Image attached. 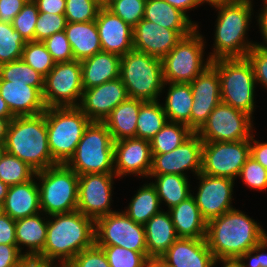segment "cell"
<instances>
[{"instance_id": "6da1fadb", "label": "cell", "mask_w": 267, "mask_h": 267, "mask_svg": "<svg viewBox=\"0 0 267 267\" xmlns=\"http://www.w3.org/2000/svg\"><path fill=\"white\" fill-rule=\"evenodd\" d=\"M266 233L241 210L231 209L207 222L206 241L214 258L238 259L267 238Z\"/></svg>"}, {"instance_id": "7a4b0ae2", "label": "cell", "mask_w": 267, "mask_h": 267, "mask_svg": "<svg viewBox=\"0 0 267 267\" xmlns=\"http://www.w3.org/2000/svg\"><path fill=\"white\" fill-rule=\"evenodd\" d=\"M47 217L46 243L38 257L52 262L59 260L60 266H66L82 250L95 244V221L80 211Z\"/></svg>"}, {"instance_id": "3957f363", "label": "cell", "mask_w": 267, "mask_h": 267, "mask_svg": "<svg viewBox=\"0 0 267 267\" xmlns=\"http://www.w3.org/2000/svg\"><path fill=\"white\" fill-rule=\"evenodd\" d=\"M5 146L36 172L56 165L47 137L45 112L35 116H16L9 125Z\"/></svg>"}, {"instance_id": "277c9868", "label": "cell", "mask_w": 267, "mask_h": 267, "mask_svg": "<svg viewBox=\"0 0 267 267\" xmlns=\"http://www.w3.org/2000/svg\"><path fill=\"white\" fill-rule=\"evenodd\" d=\"M252 7L251 0H237L215 7L219 11L214 49L209 55L212 61L220 58H245L255 46L256 42L252 43L245 37L252 17Z\"/></svg>"}, {"instance_id": "5b68a950", "label": "cell", "mask_w": 267, "mask_h": 267, "mask_svg": "<svg viewBox=\"0 0 267 267\" xmlns=\"http://www.w3.org/2000/svg\"><path fill=\"white\" fill-rule=\"evenodd\" d=\"M120 78L128 97L158 101L165 87L161 58L132 50L121 56Z\"/></svg>"}, {"instance_id": "8992f818", "label": "cell", "mask_w": 267, "mask_h": 267, "mask_svg": "<svg viewBox=\"0 0 267 267\" xmlns=\"http://www.w3.org/2000/svg\"><path fill=\"white\" fill-rule=\"evenodd\" d=\"M45 117L52 158L57 164H66L91 120L78 107H49Z\"/></svg>"}, {"instance_id": "52a82bcc", "label": "cell", "mask_w": 267, "mask_h": 267, "mask_svg": "<svg viewBox=\"0 0 267 267\" xmlns=\"http://www.w3.org/2000/svg\"><path fill=\"white\" fill-rule=\"evenodd\" d=\"M66 165L78 175L114 173V141L103 122L89 123Z\"/></svg>"}, {"instance_id": "ba28073f", "label": "cell", "mask_w": 267, "mask_h": 267, "mask_svg": "<svg viewBox=\"0 0 267 267\" xmlns=\"http://www.w3.org/2000/svg\"><path fill=\"white\" fill-rule=\"evenodd\" d=\"M40 180V210L45 215L77 210L79 175L66 164H56L36 172Z\"/></svg>"}, {"instance_id": "9c48e42d", "label": "cell", "mask_w": 267, "mask_h": 267, "mask_svg": "<svg viewBox=\"0 0 267 267\" xmlns=\"http://www.w3.org/2000/svg\"><path fill=\"white\" fill-rule=\"evenodd\" d=\"M211 64L220 79L221 102L253 116L255 76L251 63L245 58H220Z\"/></svg>"}, {"instance_id": "30bf717a", "label": "cell", "mask_w": 267, "mask_h": 267, "mask_svg": "<svg viewBox=\"0 0 267 267\" xmlns=\"http://www.w3.org/2000/svg\"><path fill=\"white\" fill-rule=\"evenodd\" d=\"M197 29L182 37L161 59L165 83H190L211 65L212 60L209 57L206 61L203 59L206 42Z\"/></svg>"}, {"instance_id": "8fae6325", "label": "cell", "mask_w": 267, "mask_h": 267, "mask_svg": "<svg viewBox=\"0 0 267 267\" xmlns=\"http://www.w3.org/2000/svg\"><path fill=\"white\" fill-rule=\"evenodd\" d=\"M83 91L81 63L72 60L55 63L45 76L42 97L46 108L78 107Z\"/></svg>"}, {"instance_id": "7c38bea8", "label": "cell", "mask_w": 267, "mask_h": 267, "mask_svg": "<svg viewBox=\"0 0 267 267\" xmlns=\"http://www.w3.org/2000/svg\"><path fill=\"white\" fill-rule=\"evenodd\" d=\"M253 117L220 102L196 132L203 142H235L250 139ZM252 120V121H251Z\"/></svg>"}, {"instance_id": "4fadbf2b", "label": "cell", "mask_w": 267, "mask_h": 267, "mask_svg": "<svg viewBox=\"0 0 267 267\" xmlns=\"http://www.w3.org/2000/svg\"><path fill=\"white\" fill-rule=\"evenodd\" d=\"M95 244L121 246L139 253H147L145 227L134 222L123 211H115L95 221Z\"/></svg>"}, {"instance_id": "5bb4252c", "label": "cell", "mask_w": 267, "mask_h": 267, "mask_svg": "<svg viewBox=\"0 0 267 267\" xmlns=\"http://www.w3.org/2000/svg\"><path fill=\"white\" fill-rule=\"evenodd\" d=\"M250 156V139L203 142L201 173L235 180Z\"/></svg>"}, {"instance_id": "9a60e30c", "label": "cell", "mask_w": 267, "mask_h": 267, "mask_svg": "<svg viewBox=\"0 0 267 267\" xmlns=\"http://www.w3.org/2000/svg\"><path fill=\"white\" fill-rule=\"evenodd\" d=\"M115 173L79 175L77 210L96 221L113 213L111 210L113 177Z\"/></svg>"}, {"instance_id": "2e32d148", "label": "cell", "mask_w": 267, "mask_h": 267, "mask_svg": "<svg viewBox=\"0 0 267 267\" xmlns=\"http://www.w3.org/2000/svg\"><path fill=\"white\" fill-rule=\"evenodd\" d=\"M203 141L193 132L183 143L171 152L152 154V168L149 175L178 174L187 176L186 170L201 173ZM185 170V171H184Z\"/></svg>"}, {"instance_id": "e0dca14e", "label": "cell", "mask_w": 267, "mask_h": 267, "mask_svg": "<svg viewBox=\"0 0 267 267\" xmlns=\"http://www.w3.org/2000/svg\"><path fill=\"white\" fill-rule=\"evenodd\" d=\"M199 182L198 192L193 195L202 217L209 220L219 217L225 212L234 209L231 205L234 180L227 177H218L197 174Z\"/></svg>"}, {"instance_id": "ac0fdd59", "label": "cell", "mask_w": 267, "mask_h": 267, "mask_svg": "<svg viewBox=\"0 0 267 267\" xmlns=\"http://www.w3.org/2000/svg\"><path fill=\"white\" fill-rule=\"evenodd\" d=\"M190 85L193 94L190 129L197 132L221 102L220 79L217 69L211 64L190 82Z\"/></svg>"}, {"instance_id": "d6986e66", "label": "cell", "mask_w": 267, "mask_h": 267, "mask_svg": "<svg viewBox=\"0 0 267 267\" xmlns=\"http://www.w3.org/2000/svg\"><path fill=\"white\" fill-rule=\"evenodd\" d=\"M194 30H173L142 19L133 28V47L135 51L158 58L166 56L182 39Z\"/></svg>"}, {"instance_id": "ffe728a7", "label": "cell", "mask_w": 267, "mask_h": 267, "mask_svg": "<svg viewBox=\"0 0 267 267\" xmlns=\"http://www.w3.org/2000/svg\"><path fill=\"white\" fill-rule=\"evenodd\" d=\"M152 158L149 140L126 138L114 142V173L117 177L129 174L148 177Z\"/></svg>"}, {"instance_id": "44dd1931", "label": "cell", "mask_w": 267, "mask_h": 267, "mask_svg": "<svg viewBox=\"0 0 267 267\" xmlns=\"http://www.w3.org/2000/svg\"><path fill=\"white\" fill-rule=\"evenodd\" d=\"M128 98L121 78L83 91L78 108L91 120L103 122L111 111Z\"/></svg>"}, {"instance_id": "7402d4cb", "label": "cell", "mask_w": 267, "mask_h": 267, "mask_svg": "<svg viewBox=\"0 0 267 267\" xmlns=\"http://www.w3.org/2000/svg\"><path fill=\"white\" fill-rule=\"evenodd\" d=\"M102 51L123 56L134 50L133 28L106 7H101L95 20Z\"/></svg>"}, {"instance_id": "603a6c76", "label": "cell", "mask_w": 267, "mask_h": 267, "mask_svg": "<svg viewBox=\"0 0 267 267\" xmlns=\"http://www.w3.org/2000/svg\"><path fill=\"white\" fill-rule=\"evenodd\" d=\"M160 258L171 267H215L217 263L206 238H178Z\"/></svg>"}, {"instance_id": "cb8c5ba5", "label": "cell", "mask_w": 267, "mask_h": 267, "mask_svg": "<svg viewBox=\"0 0 267 267\" xmlns=\"http://www.w3.org/2000/svg\"><path fill=\"white\" fill-rule=\"evenodd\" d=\"M0 95L15 117L35 116L46 110L42 93L27 83L5 81L0 78Z\"/></svg>"}, {"instance_id": "d4e9b609", "label": "cell", "mask_w": 267, "mask_h": 267, "mask_svg": "<svg viewBox=\"0 0 267 267\" xmlns=\"http://www.w3.org/2000/svg\"><path fill=\"white\" fill-rule=\"evenodd\" d=\"M2 210L13 220L41 213L39 187L35 179L9 186Z\"/></svg>"}, {"instance_id": "484cf974", "label": "cell", "mask_w": 267, "mask_h": 267, "mask_svg": "<svg viewBox=\"0 0 267 267\" xmlns=\"http://www.w3.org/2000/svg\"><path fill=\"white\" fill-rule=\"evenodd\" d=\"M168 212L178 238H206L207 221L202 217L193 195L168 209Z\"/></svg>"}, {"instance_id": "4316f807", "label": "cell", "mask_w": 267, "mask_h": 267, "mask_svg": "<svg viewBox=\"0 0 267 267\" xmlns=\"http://www.w3.org/2000/svg\"><path fill=\"white\" fill-rule=\"evenodd\" d=\"M121 56L100 51L80 61L83 89H89L120 77Z\"/></svg>"}, {"instance_id": "83f0119b", "label": "cell", "mask_w": 267, "mask_h": 267, "mask_svg": "<svg viewBox=\"0 0 267 267\" xmlns=\"http://www.w3.org/2000/svg\"><path fill=\"white\" fill-rule=\"evenodd\" d=\"M144 227L149 259L160 258L178 239L168 210L152 216Z\"/></svg>"}, {"instance_id": "f1b7e54d", "label": "cell", "mask_w": 267, "mask_h": 267, "mask_svg": "<svg viewBox=\"0 0 267 267\" xmlns=\"http://www.w3.org/2000/svg\"><path fill=\"white\" fill-rule=\"evenodd\" d=\"M145 101L128 97L117 105L103 123L108 128L113 141L136 138V123L140 106Z\"/></svg>"}, {"instance_id": "f546056e", "label": "cell", "mask_w": 267, "mask_h": 267, "mask_svg": "<svg viewBox=\"0 0 267 267\" xmlns=\"http://www.w3.org/2000/svg\"><path fill=\"white\" fill-rule=\"evenodd\" d=\"M64 32L70 43L74 60L82 61L102 51L95 21L67 22Z\"/></svg>"}, {"instance_id": "4dcf8cb0", "label": "cell", "mask_w": 267, "mask_h": 267, "mask_svg": "<svg viewBox=\"0 0 267 267\" xmlns=\"http://www.w3.org/2000/svg\"><path fill=\"white\" fill-rule=\"evenodd\" d=\"M47 221L41 214L15 220L17 247L22 253V247L26 246L29 250L24 256H39L46 243Z\"/></svg>"}, {"instance_id": "1f68e13d", "label": "cell", "mask_w": 267, "mask_h": 267, "mask_svg": "<svg viewBox=\"0 0 267 267\" xmlns=\"http://www.w3.org/2000/svg\"><path fill=\"white\" fill-rule=\"evenodd\" d=\"M164 28L173 30H195L197 23L189 19L188 14L173 7L165 0H146L144 18Z\"/></svg>"}, {"instance_id": "d6a6232c", "label": "cell", "mask_w": 267, "mask_h": 267, "mask_svg": "<svg viewBox=\"0 0 267 267\" xmlns=\"http://www.w3.org/2000/svg\"><path fill=\"white\" fill-rule=\"evenodd\" d=\"M169 89L162 104L168 121L186 124L190 128L193 94L190 83H165Z\"/></svg>"}, {"instance_id": "836d02e7", "label": "cell", "mask_w": 267, "mask_h": 267, "mask_svg": "<svg viewBox=\"0 0 267 267\" xmlns=\"http://www.w3.org/2000/svg\"><path fill=\"white\" fill-rule=\"evenodd\" d=\"M155 178V187L160 203L165 201L168 208L178 205L192 195L188 176L178 174L149 175Z\"/></svg>"}, {"instance_id": "e575fe53", "label": "cell", "mask_w": 267, "mask_h": 267, "mask_svg": "<svg viewBox=\"0 0 267 267\" xmlns=\"http://www.w3.org/2000/svg\"><path fill=\"white\" fill-rule=\"evenodd\" d=\"M160 205L157 191L150 182L139 188L123 212L134 222L144 225L152 216L161 211Z\"/></svg>"}, {"instance_id": "d590c367", "label": "cell", "mask_w": 267, "mask_h": 267, "mask_svg": "<svg viewBox=\"0 0 267 267\" xmlns=\"http://www.w3.org/2000/svg\"><path fill=\"white\" fill-rule=\"evenodd\" d=\"M168 119L159 101H145L140 106L136 123V138L151 140Z\"/></svg>"}, {"instance_id": "8d00e7d4", "label": "cell", "mask_w": 267, "mask_h": 267, "mask_svg": "<svg viewBox=\"0 0 267 267\" xmlns=\"http://www.w3.org/2000/svg\"><path fill=\"white\" fill-rule=\"evenodd\" d=\"M193 131L183 123L167 121L163 128L150 140L152 154H163L180 146Z\"/></svg>"}, {"instance_id": "74e56055", "label": "cell", "mask_w": 267, "mask_h": 267, "mask_svg": "<svg viewBox=\"0 0 267 267\" xmlns=\"http://www.w3.org/2000/svg\"><path fill=\"white\" fill-rule=\"evenodd\" d=\"M0 78L5 81L27 83L41 93L45 77L26 64L22 59L0 65Z\"/></svg>"}, {"instance_id": "f35d334b", "label": "cell", "mask_w": 267, "mask_h": 267, "mask_svg": "<svg viewBox=\"0 0 267 267\" xmlns=\"http://www.w3.org/2000/svg\"><path fill=\"white\" fill-rule=\"evenodd\" d=\"M35 175L33 168L7 152L0 160V180L8 186L26 183Z\"/></svg>"}, {"instance_id": "ab89813d", "label": "cell", "mask_w": 267, "mask_h": 267, "mask_svg": "<svg viewBox=\"0 0 267 267\" xmlns=\"http://www.w3.org/2000/svg\"><path fill=\"white\" fill-rule=\"evenodd\" d=\"M26 41L12 24L0 22V65L22 58Z\"/></svg>"}, {"instance_id": "60d3db41", "label": "cell", "mask_w": 267, "mask_h": 267, "mask_svg": "<svg viewBox=\"0 0 267 267\" xmlns=\"http://www.w3.org/2000/svg\"><path fill=\"white\" fill-rule=\"evenodd\" d=\"M26 64L44 77L53 69L55 62L41 41H28L23 47L22 58Z\"/></svg>"}, {"instance_id": "b9f144b4", "label": "cell", "mask_w": 267, "mask_h": 267, "mask_svg": "<svg viewBox=\"0 0 267 267\" xmlns=\"http://www.w3.org/2000/svg\"><path fill=\"white\" fill-rule=\"evenodd\" d=\"M103 249L110 267H146L148 253H139L121 246H99Z\"/></svg>"}, {"instance_id": "7bdbcfd3", "label": "cell", "mask_w": 267, "mask_h": 267, "mask_svg": "<svg viewBox=\"0 0 267 267\" xmlns=\"http://www.w3.org/2000/svg\"><path fill=\"white\" fill-rule=\"evenodd\" d=\"M145 6L146 0H114L106 8L134 28L144 18Z\"/></svg>"}, {"instance_id": "ee69618b", "label": "cell", "mask_w": 267, "mask_h": 267, "mask_svg": "<svg viewBox=\"0 0 267 267\" xmlns=\"http://www.w3.org/2000/svg\"><path fill=\"white\" fill-rule=\"evenodd\" d=\"M101 6L93 0H66L67 22L81 23L95 21Z\"/></svg>"}, {"instance_id": "f6af8a7d", "label": "cell", "mask_w": 267, "mask_h": 267, "mask_svg": "<svg viewBox=\"0 0 267 267\" xmlns=\"http://www.w3.org/2000/svg\"><path fill=\"white\" fill-rule=\"evenodd\" d=\"M39 11L33 0H29L14 17L12 26L18 31L26 42L34 41V32Z\"/></svg>"}, {"instance_id": "bcb514c9", "label": "cell", "mask_w": 267, "mask_h": 267, "mask_svg": "<svg viewBox=\"0 0 267 267\" xmlns=\"http://www.w3.org/2000/svg\"><path fill=\"white\" fill-rule=\"evenodd\" d=\"M66 24L65 15L39 13L35 25L34 41L43 42L53 34L64 31Z\"/></svg>"}, {"instance_id": "7dc6e473", "label": "cell", "mask_w": 267, "mask_h": 267, "mask_svg": "<svg viewBox=\"0 0 267 267\" xmlns=\"http://www.w3.org/2000/svg\"><path fill=\"white\" fill-rule=\"evenodd\" d=\"M239 177L251 189L262 191L267 189V169L251 156L248 157L242 166Z\"/></svg>"}, {"instance_id": "c3c4849f", "label": "cell", "mask_w": 267, "mask_h": 267, "mask_svg": "<svg viewBox=\"0 0 267 267\" xmlns=\"http://www.w3.org/2000/svg\"><path fill=\"white\" fill-rule=\"evenodd\" d=\"M55 63L74 60L72 49L64 31L57 32L43 41Z\"/></svg>"}, {"instance_id": "681fc988", "label": "cell", "mask_w": 267, "mask_h": 267, "mask_svg": "<svg viewBox=\"0 0 267 267\" xmlns=\"http://www.w3.org/2000/svg\"><path fill=\"white\" fill-rule=\"evenodd\" d=\"M67 267H110L103 249L96 244L82 250L67 265Z\"/></svg>"}, {"instance_id": "f907efd6", "label": "cell", "mask_w": 267, "mask_h": 267, "mask_svg": "<svg viewBox=\"0 0 267 267\" xmlns=\"http://www.w3.org/2000/svg\"><path fill=\"white\" fill-rule=\"evenodd\" d=\"M251 63L256 83L267 89V49L254 46L246 55Z\"/></svg>"}, {"instance_id": "816d5d0a", "label": "cell", "mask_w": 267, "mask_h": 267, "mask_svg": "<svg viewBox=\"0 0 267 267\" xmlns=\"http://www.w3.org/2000/svg\"><path fill=\"white\" fill-rule=\"evenodd\" d=\"M265 249H267V238L238 258L242 267H267V253H264ZM254 253L256 254L253 255ZM248 259L249 263L246 265L244 261Z\"/></svg>"}, {"instance_id": "f5cc1de1", "label": "cell", "mask_w": 267, "mask_h": 267, "mask_svg": "<svg viewBox=\"0 0 267 267\" xmlns=\"http://www.w3.org/2000/svg\"><path fill=\"white\" fill-rule=\"evenodd\" d=\"M24 257L17 244H0V267H16Z\"/></svg>"}, {"instance_id": "db71d44e", "label": "cell", "mask_w": 267, "mask_h": 267, "mask_svg": "<svg viewBox=\"0 0 267 267\" xmlns=\"http://www.w3.org/2000/svg\"><path fill=\"white\" fill-rule=\"evenodd\" d=\"M29 0H0V22L12 24L15 16Z\"/></svg>"}, {"instance_id": "11a10c76", "label": "cell", "mask_w": 267, "mask_h": 267, "mask_svg": "<svg viewBox=\"0 0 267 267\" xmlns=\"http://www.w3.org/2000/svg\"><path fill=\"white\" fill-rule=\"evenodd\" d=\"M0 244H17L15 220L3 212L0 214Z\"/></svg>"}, {"instance_id": "9f6ffc18", "label": "cell", "mask_w": 267, "mask_h": 267, "mask_svg": "<svg viewBox=\"0 0 267 267\" xmlns=\"http://www.w3.org/2000/svg\"><path fill=\"white\" fill-rule=\"evenodd\" d=\"M39 13L64 15L66 0H33Z\"/></svg>"}, {"instance_id": "6f0895ef", "label": "cell", "mask_w": 267, "mask_h": 267, "mask_svg": "<svg viewBox=\"0 0 267 267\" xmlns=\"http://www.w3.org/2000/svg\"><path fill=\"white\" fill-rule=\"evenodd\" d=\"M250 156L267 169V142L260 143L253 134L250 138Z\"/></svg>"}, {"instance_id": "680465c9", "label": "cell", "mask_w": 267, "mask_h": 267, "mask_svg": "<svg viewBox=\"0 0 267 267\" xmlns=\"http://www.w3.org/2000/svg\"><path fill=\"white\" fill-rule=\"evenodd\" d=\"M54 264V262L38 256H25L16 267H58Z\"/></svg>"}, {"instance_id": "91938a15", "label": "cell", "mask_w": 267, "mask_h": 267, "mask_svg": "<svg viewBox=\"0 0 267 267\" xmlns=\"http://www.w3.org/2000/svg\"><path fill=\"white\" fill-rule=\"evenodd\" d=\"M257 22L259 24V29L266 45H264V42L262 44L256 43L255 45L260 48L267 49V8H263L261 10Z\"/></svg>"}, {"instance_id": "94428289", "label": "cell", "mask_w": 267, "mask_h": 267, "mask_svg": "<svg viewBox=\"0 0 267 267\" xmlns=\"http://www.w3.org/2000/svg\"><path fill=\"white\" fill-rule=\"evenodd\" d=\"M173 7L181 10L183 13H187L188 10H192L200 5V0H165Z\"/></svg>"}, {"instance_id": "6125c7cd", "label": "cell", "mask_w": 267, "mask_h": 267, "mask_svg": "<svg viewBox=\"0 0 267 267\" xmlns=\"http://www.w3.org/2000/svg\"><path fill=\"white\" fill-rule=\"evenodd\" d=\"M13 118H0V142H5L10 122Z\"/></svg>"}, {"instance_id": "be15d7a7", "label": "cell", "mask_w": 267, "mask_h": 267, "mask_svg": "<svg viewBox=\"0 0 267 267\" xmlns=\"http://www.w3.org/2000/svg\"><path fill=\"white\" fill-rule=\"evenodd\" d=\"M15 116L11 113L8 108L6 101L0 95V118H14Z\"/></svg>"}, {"instance_id": "e7e4bbea", "label": "cell", "mask_w": 267, "mask_h": 267, "mask_svg": "<svg viewBox=\"0 0 267 267\" xmlns=\"http://www.w3.org/2000/svg\"><path fill=\"white\" fill-rule=\"evenodd\" d=\"M146 267H171L161 258H150L147 262Z\"/></svg>"}, {"instance_id": "03108f58", "label": "cell", "mask_w": 267, "mask_h": 267, "mask_svg": "<svg viewBox=\"0 0 267 267\" xmlns=\"http://www.w3.org/2000/svg\"><path fill=\"white\" fill-rule=\"evenodd\" d=\"M216 262H222L223 267H242L240 261L238 259H218L216 258Z\"/></svg>"}, {"instance_id": "003e7915", "label": "cell", "mask_w": 267, "mask_h": 267, "mask_svg": "<svg viewBox=\"0 0 267 267\" xmlns=\"http://www.w3.org/2000/svg\"><path fill=\"white\" fill-rule=\"evenodd\" d=\"M235 1H237V0H200V5H202V3L206 2L215 8V7L222 6L224 4H229V3H232Z\"/></svg>"}, {"instance_id": "a7ac6f4b", "label": "cell", "mask_w": 267, "mask_h": 267, "mask_svg": "<svg viewBox=\"0 0 267 267\" xmlns=\"http://www.w3.org/2000/svg\"><path fill=\"white\" fill-rule=\"evenodd\" d=\"M9 186L0 180V204L2 205L8 191Z\"/></svg>"}, {"instance_id": "89a4df30", "label": "cell", "mask_w": 267, "mask_h": 267, "mask_svg": "<svg viewBox=\"0 0 267 267\" xmlns=\"http://www.w3.org/2000/svg\"><path fill=\"white\" fill-rule=\"evenodd\" d=\"M6 152L7 151H6L5 142H0V160L3 158Z\"/></svg>"}, {"instance_id": "2644e50d", "label": "cell", "mask_w": 267, "mask_h": 267, "mask_svg": "<svg viewBox=\"0 0 267 267\" xmlns=\"http://www.w3.org/2000/svg\"><path fill=\"white\" fill-rule=\"evenodd\" d=\"M112 1H114V0H103V7H106V6L109 5Z\"/></svg>"}, {"instance_id": "8c879c8a", "label": "cell", "mask_w": 267, "mask_h": 267, "mask_svg": "<svg viewBox=\"0 0 267 267\" xmlns=\"http://www.w3.org/2000/svg\"><path fill=\"white\" fill-rule=\"evenodd\" d=\"M95 1L97 4H99L101 7H103V0H93Z\"/></svg>"}, {"instance_id": "753ad0ef", "label": "cell", "mask_w": 267, "mask_h": 267, "mask_svg": "<svg viewBox=\"0 0 267 267\" xmlns=\"http://www.w3.org/2000/svg\"><path fill=\"white\" fill-rule=\"evenodd\" d=\"M263 2H264L263 3L264 4V7L263 8H267V0H264Z\"/></svg>"}, {"instance_id": "34e18365", "label": "cell", "mask_w": 267, "mask_h": 267, "mask_svg": "<svg viewBox=\"0 0 267 267\" xmlns=\"http://www.w3.org/2000/svg\"><path fill=\"white\" fill-rule=\"evenodd\" d=\"M3 212L2 205L0 204V214Z\"/></svg>"}]
</instances>
